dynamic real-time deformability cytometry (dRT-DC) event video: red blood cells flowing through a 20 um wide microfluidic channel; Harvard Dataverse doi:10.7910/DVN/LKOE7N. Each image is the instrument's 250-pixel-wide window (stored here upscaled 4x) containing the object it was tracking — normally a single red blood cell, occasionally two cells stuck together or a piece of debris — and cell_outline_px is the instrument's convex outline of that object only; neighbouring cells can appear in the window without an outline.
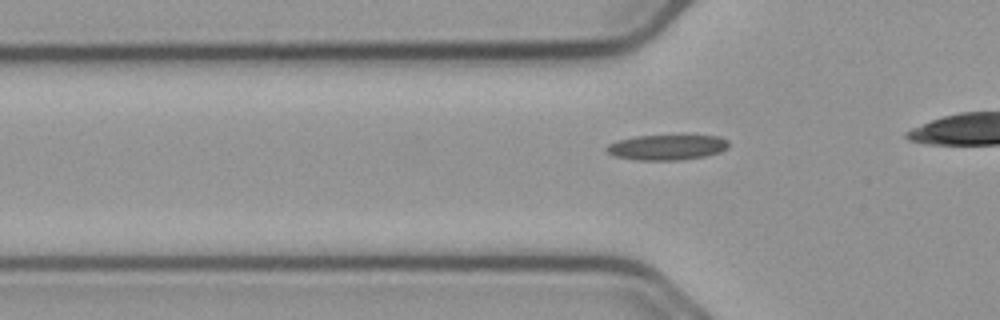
{"species": "common noctule bat (a hibernating species)", "species_latin": "Nyctalus noctula", "temperature_condition": "cold", "stored_images_in_passage": 28, "camera_frame_rate_fps": 3000, "um_per_image_px": 0.085, "animal": {"sex": "male", "body_mass_g": 23.1, "forearm_length_mm": 52.7}, "frame": {"image": 1, "passage_image": 2, "time_ms": 0.333, "image_size_px": [1000, 320], "cell_outline_px": [[728, 148], [720, 152], [704, 156], [676, 160], [640, 160], [616, 156], [608, 152], [604, 148], [608, 144], [616, 140], [636, 136], [680, 132], [684, 132], [720, 136], [728, 140]], "centroid_in_image_um": [56.75, 12.44], "position_along_channel_um": 69.0, "area_um2": 19.07}}
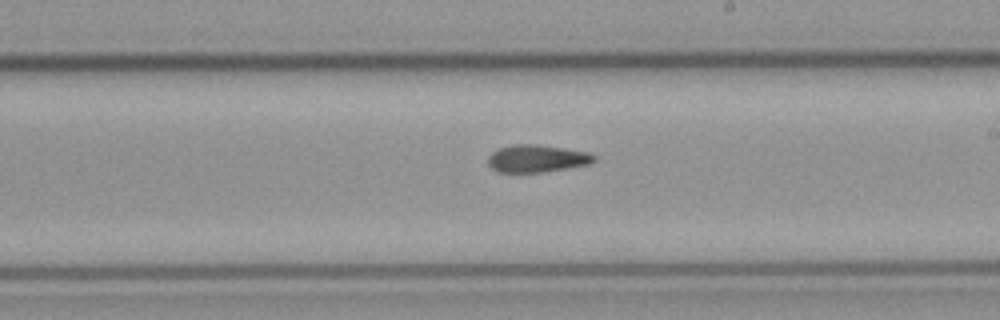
{"frame": {"image": 2, "passage_image": 16, "time_ms": 5.0, "image_size_px": [1000, 320], "cell_outline_px": [[596, 160], [588, 164], [540, 172], [496, 172], [488, 164], [488, 156], [492, 152], [500, 148], [512, 144], [536, 144], [564, 148], [588, 152], [596, 156]], "centroid_in_image_um": [45.61, 13.46], "position_along_channel_um": 243.4, "area_um2": 16.82}}
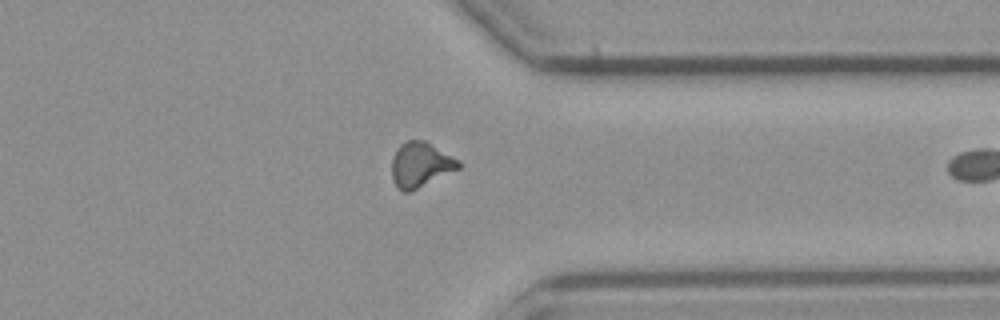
{"frame": {"image": 3, "passage_image": 27, "time_ms": 8.667, "image_size_px": [1000, 320], "cell_outline_px": [[460, 168], [408, 192], [404, 192], [396, 188], [392, 180], [392, 160], [396, 148], [400, 144], [408, 140], [424, 140], [460, 160]], "centroid_in_image_um": [35.72, 13.99], "position_along_channel_um": 375.7, "area_um2": 17.4}}